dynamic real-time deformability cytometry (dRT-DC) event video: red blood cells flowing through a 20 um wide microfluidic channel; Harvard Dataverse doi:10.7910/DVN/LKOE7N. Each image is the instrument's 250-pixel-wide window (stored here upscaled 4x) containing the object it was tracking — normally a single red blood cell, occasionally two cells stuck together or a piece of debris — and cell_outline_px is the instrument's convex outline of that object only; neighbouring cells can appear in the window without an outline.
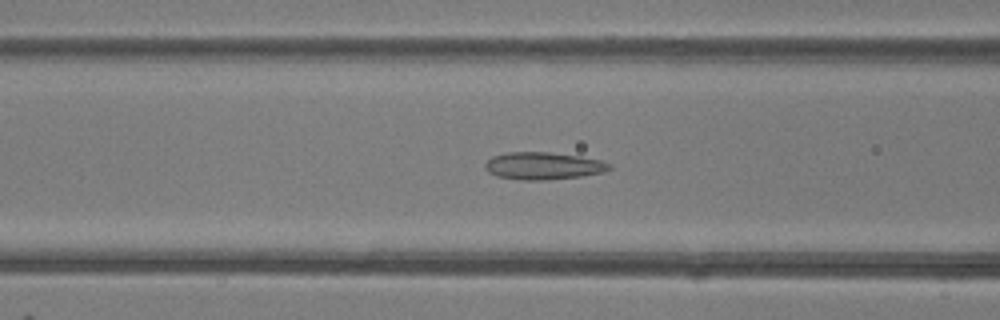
{"species": "common noctule bat (a hibernating species)", "species_latin": "Nyctalus noctula", "temperature_condition": "room temperature", "stored_images_in_passage": 33, "camera_frame_rate_fps": 3000, "um_per_image_px": 0.085, "animal": {"sex": "female"}, "frame": {"image": 1, "passage_image": 12, "time_ms": 3.667, "image_size_px": [1000, 320], "cell_outline_px": [[612, 168], [604, 172], [580, 176], [548, 180], [520, 180], [496, 176], [488, 172], [484, 168], [484, 164], [492, 156], [504, 152], [548, 152], [580, 156], [600, 160], [612, 164]], "centroid_in_image_um": [46.16, 14.1], "position_along_channel_um": 120.4, "area_um2": 20.0}}
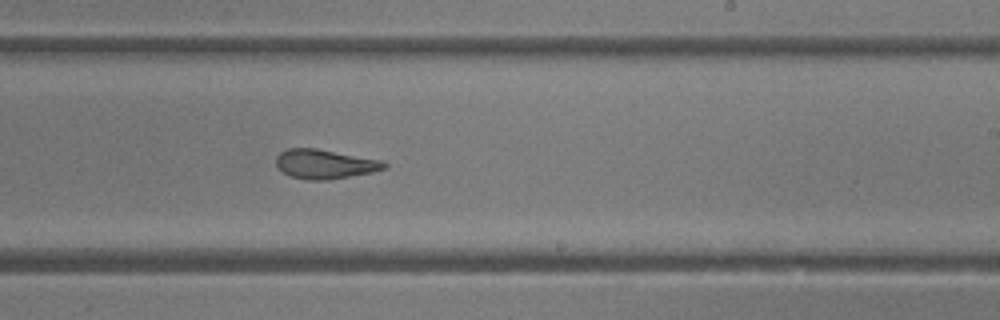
{"frame": {"image": 2, "passage_image": 22, "time_ms": 7.0, "image_size_px": [1000, 320], "cell_outline_px": [[388, 168], [372, 172], [328, 180], [308, 180], [292, 176], [284, 172], [276, 164], [276, 156], [280, 152], [288, 148], [316, 148], [380, 160], [388, 164]], "centroid_in_image_um": [27.62, 13.94], "position_along_channel_um": 261.4, "area_um2": 18.32}}
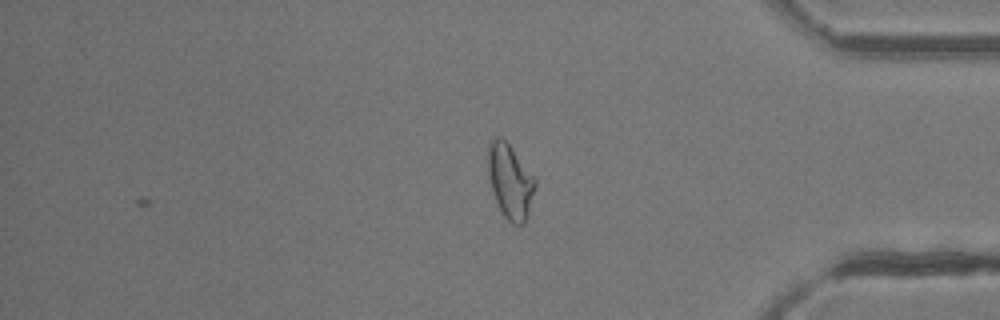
{"frame": {"image": 3, "passage_image": 33, "time_ms": 10.667, "image_size_px": [1000, 320], "cell_outline_px": [[536, 184], [528, 216], [524, 224], [520, 228], [512, 224], [504, 216], [496, 200], [488, 176], [488, 140], [496, 136], [500, 136], [508, 144], [536, 176]], "centroid_in_image_um": [43.38, 15.41], "position_along_channel_um": 391.8, "area_um2": 20.75}, "authors_computed_cell_mechanics": {"area_um2": 18.9006, "velocity_mm_per_s": 4.2365, "shape_relaxation_time_tau1_ms": null, "shape_relaxation_time_tau2_ms": 2.167, "deformation_change_tau1": null, "deformation_change_tau2": 0.1042}}